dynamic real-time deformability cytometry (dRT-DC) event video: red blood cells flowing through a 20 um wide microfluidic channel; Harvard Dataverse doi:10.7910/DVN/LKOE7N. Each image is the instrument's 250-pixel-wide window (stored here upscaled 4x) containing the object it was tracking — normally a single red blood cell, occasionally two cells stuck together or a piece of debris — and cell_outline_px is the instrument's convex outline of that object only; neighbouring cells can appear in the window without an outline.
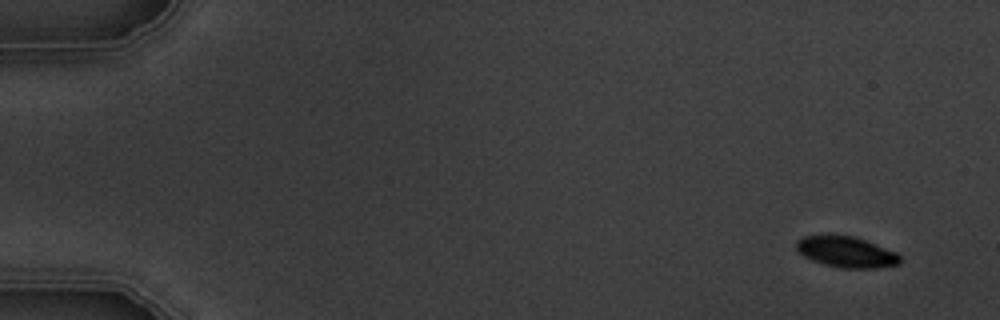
{"species": "common noctule bat (a hibernating species)", "species_latin": "Nyctalus noctula", "temperature_condition": "warm", "stored_images_in_passage": 5, "camera_frame_rate_fps": 3000, "um_per_image_px": 0.085, "animal": {"sex": "male", "body_mass_g": 19.5, "forearm_length_mm": 54.6}, "frame": {"image": 1, "passage_image": 1, "time_ms": 0.0, "image_size_px": [1000, 320], "cell_outline_px": [[900, 264], [876, 268], [840, 268], [824, 264], [812, 260], [804, 256], [796, 248], [796, 240], [804, 236], [852, 236], [864, 240], [896, 252], [900, 256]], "centroid_in_image_um": [71.94, 21.43], "position_along_channel_um": 13.1, "area_um2": 18.32}}
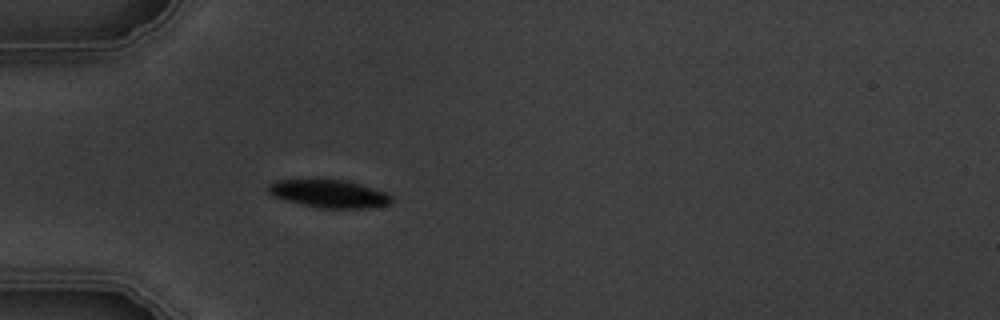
{"frame": {"image": 2, "passage_image": 5, "time_ms": 4.667, "image_size_px": [1000, 320], "cell_outline_px": [[392, 200], [388, 204], [364, 208], [320, 208], [272, 196], [268, 192], [268, 184], [276, 180], [308, 176], [320, 176], [344, 180], [360, 184], [388, 192], [392, 196]], "centroid_in_image_um": [27.91, 16.39], "position_along_channel_um": 57.1, "area_um2": 20.87}}